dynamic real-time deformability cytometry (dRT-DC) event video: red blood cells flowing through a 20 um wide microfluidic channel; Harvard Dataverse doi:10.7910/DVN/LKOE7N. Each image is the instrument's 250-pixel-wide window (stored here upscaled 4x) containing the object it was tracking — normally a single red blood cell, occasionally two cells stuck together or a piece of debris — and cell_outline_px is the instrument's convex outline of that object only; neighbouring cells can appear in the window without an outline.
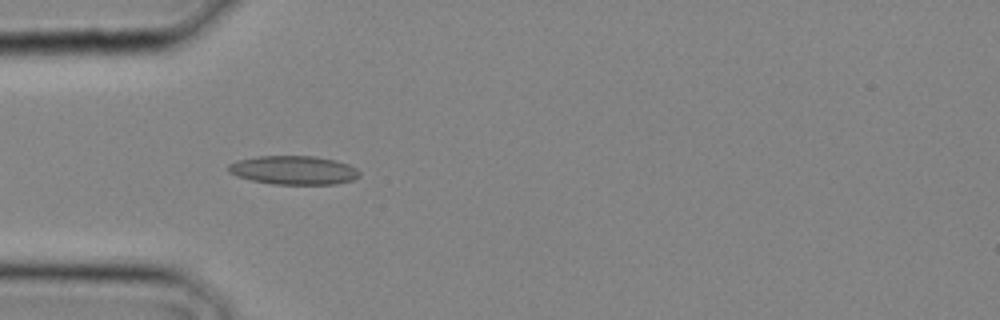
{"species": "common noctule bat (a hibernating species)", "species_latin": "Nyctalus noctula", "temperature_condition": "cold", "stored_images_in_passage": 22, "camera_frame_rate_fps": 3000, "um_per_image_px": 0.085, "animal": {"sex": "male", "body_mass_g": 20.4}, "frame": {"image": 1, "passage_image": 9, "time_ms": 2.667, "image_size_px": [1000, 320], "cell_outline_px": [[360, 176], [352, 180], [336, 184], [272, 184], [252, 180], [236, 176], [228, 172], [228, 164], [236, 160], [256, 156], [316, 156], [336, 160], [348, 164], [356, 168], [360, 172]], "centroid_in_image_um": [24.95, 14.46], "position_along_channel_um": 60.1, "area_um2": 22.14}}
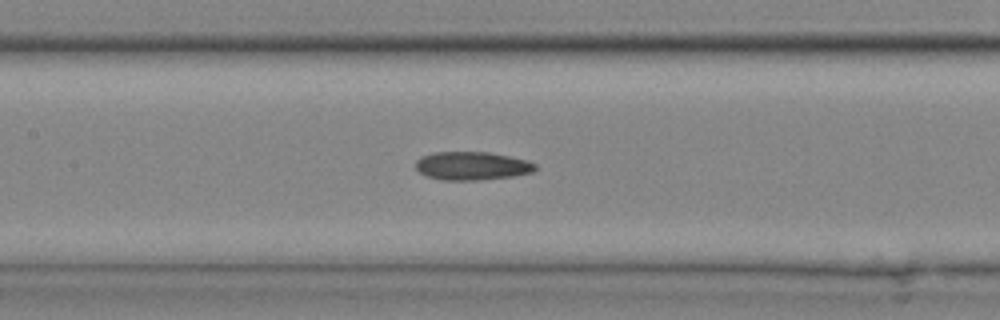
{"frame": {"image": 2, "passage_image": 14, "time_ms": 4.333, "image_size_px": [1000, 320], "cell_outline_px": [[536, 168], [532, 172], [512, 176], [476, 180], [444, 180], [428, 176], [420, 172], [416, 168], [416, 160], [420, 156], [432, 152], [488, 152], [528, 160], [536, 164]], "centroid_in_image_um": [40.1, 14.09], "position_along_channel_um": 167.3, "area_um2": 19.65}}
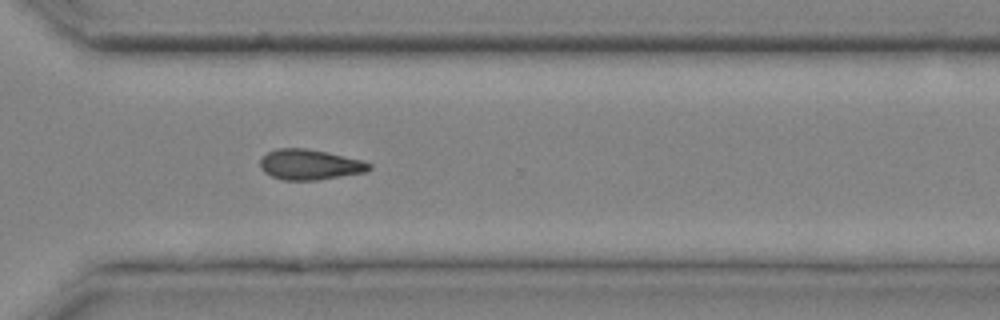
{"frame": {"image": 3, "passage_image": 22, "time_ms": 7.0, "image_size_px": [1000, 320], "cell_outline_px": [[372, 168], [368, 172], [316, 180], [284, 180], [272, 176], [264, 172], [260, 168], [260, 160], [268, 152], [276, 148], [304, 148], [328, 152], [360, 160], [372, 164]], "centroid_in_image_um": [26.34, 13.99], "position_along_channel_um": 344.3, "area_um2": 19.31}}